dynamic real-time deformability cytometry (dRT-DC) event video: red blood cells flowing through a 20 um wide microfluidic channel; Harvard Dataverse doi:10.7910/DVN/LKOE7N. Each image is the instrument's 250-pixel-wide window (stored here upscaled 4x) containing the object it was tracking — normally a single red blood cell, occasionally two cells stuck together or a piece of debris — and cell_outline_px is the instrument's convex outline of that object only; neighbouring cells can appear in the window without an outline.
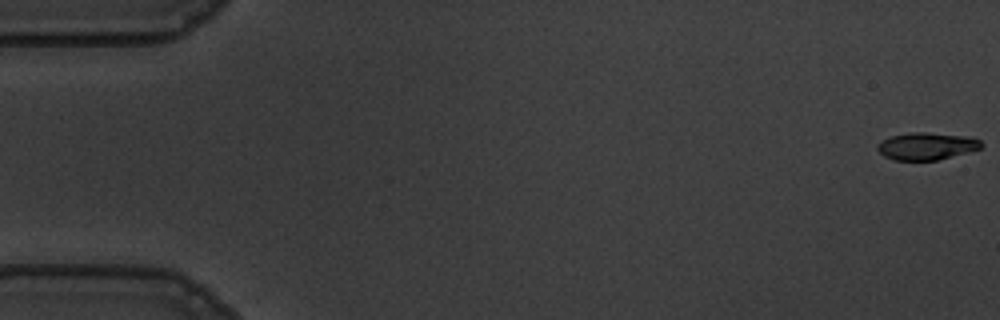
{"species": "common noctule bat (a hibernating species)", "species_latin": "Nyctalus noctula", "temperature_condition": "warm", "stored_images_in_passage": 57, "camera_frame_rate_fps": 3000, "um_per_image_px": 0.085, "animal": {"sex": "male", "body_mass_g": 19.5, "forearm_length_mm": 54.6}, "frame": {"image": 1, "passage_image": 1, "time_ms": 0.0, "image_size_px": [1000, 320], "cell_outline_px": [[984, 144], [980, 148], [936, 160], [896, 160], [884, 156], [876, 148], [876, 144], [892, 136], [912, 132], [924, 132], [968, 136], [980, 140]], "centroid_in_image_um": [78.75, 12.41], "position_along_channel_um": 6.3, "area_um2": 16.24}}
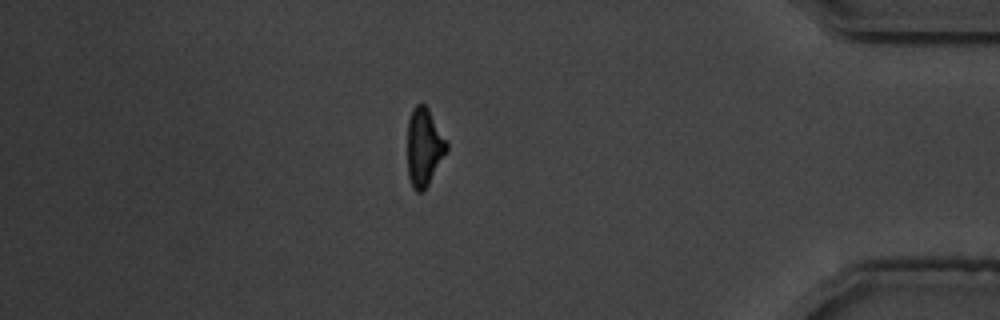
{"frame": {"image": 2, "passage_image": 49, "time_ms": 16.0, "image_size_px": [1000, 320], "cell_outline_px": [[448, 148], [424, 192], [416, 192], [412, 188], [408, 176], [408, 120], [412, 108], [416, 104], [424, 104], [428, 108], [448, 144]], "centroid_in_image_um": [36.03, 12.52], "position_along_channel_um": 399.2, "area_um2": 17.69}}
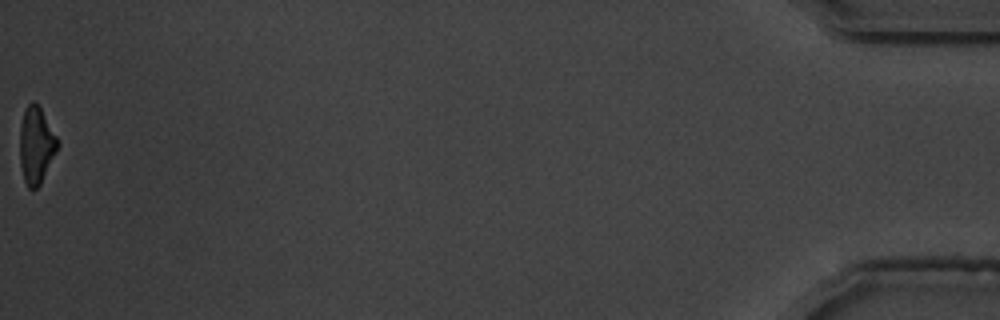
{"frame": {"image": 3, "passage_image": 57, "time_ms": 18.667, "image_size_px": [1000, 320], "cell_outline_px": [[60, 144], [40, 184], [36, 188], [28, 188], [24, 180], [20, 164], [20, 124], [24, 108], [32, 100], [40, 108], [60, 140]], "centroid_in_image_um": [3.08, 12.32], "position_along_channel_um": 432.1, "area_um2": 16.94}, "authors_computed_cell_mechanics": {"area_um2": 18.1492, "velocity_mm_per_s": 3.6068, "shape_relaxation_time_tau1_ms": 2.8878, "shape_relaxation_time_tau2_ms": 2.2319, "deformation_change_tau1": 0.195, "deformation_change_tau2": 0.1057}}